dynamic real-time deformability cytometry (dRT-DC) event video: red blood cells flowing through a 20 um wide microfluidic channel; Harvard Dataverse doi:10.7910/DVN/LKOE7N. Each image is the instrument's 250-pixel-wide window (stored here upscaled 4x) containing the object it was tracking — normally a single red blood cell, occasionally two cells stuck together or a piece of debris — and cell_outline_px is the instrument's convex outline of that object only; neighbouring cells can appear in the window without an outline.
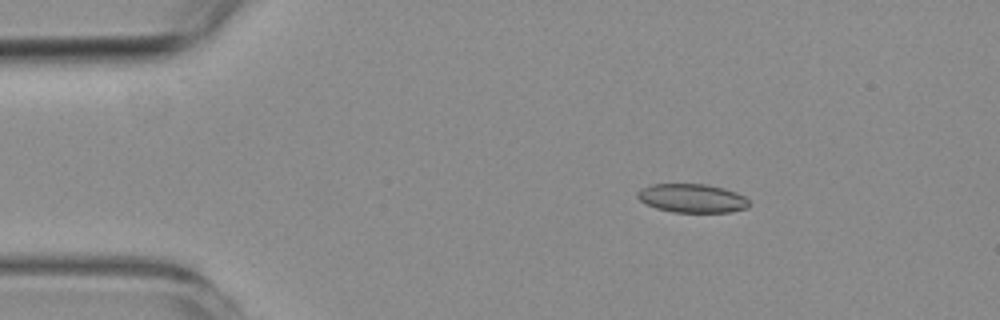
{"species": "common noctule bat (a hibernating species)", "species_latin": "Nyctalus noctula", "temperature_condition": "room temperature", "stored_images_in_passage": 45, "camera_frame_rate_fps": 3000, "um_per_image_px": 0.085, "animal": {"sex": "female", "body_mass_g": 19.3, "forearm_length_mm": 54.1}, "frame": {"image": 1, "passage_image": 1, "time_ms": 0.0, "image_size_px": [1000, 320], "cell_outline_px": [[748, 208], [732, 212], [672, 212], [656, 208], [640, 200], [636, 196], [636, 192], [652, 184], [704, 184], [724, 188], [736, 192], [744, 196], [748, 200]], "centroid_in_image_um": [58.84, 16.85], "position_along_channel_um": 26.2, "area_um2": 18.61}}
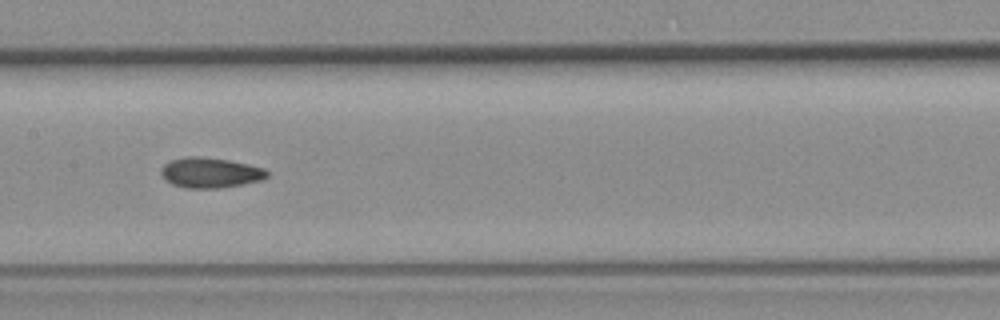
{"frame": {"image": 2, "passage_image": 19, "time_ms": 6.0, "image_size_px": [1000, 320], "cell_outline_px": [[268, 176], [260, 180], [244, 184], [220, 188], [184, 188], [172, 184], [164, 180], [160, 172], [160, 168], [164, 164], [172, 160], [188, 156], [196, 156], [228, 160], [248, 164], [264, 168], [268, 172]], "centroid_in_image_um": [17.84, 14.69], "position_along_channel_um": 189.6, "area_um2": 18.73}}
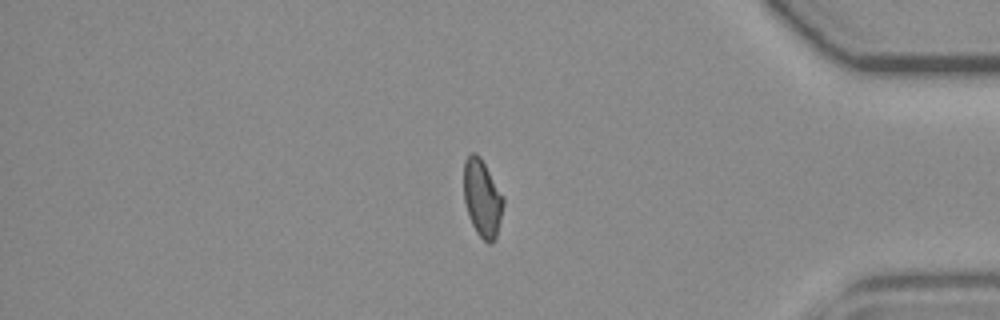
{"frame": {"image": 3, "passage_image": 38, "time_ms": 12.333, "image_size_px": [1000, 320], "cell_outline_px": [[504, 204], [496, 236], [492, 244], [488, 244], [476, 232], [468, 216], [464, 200], [464, 160], [472, 152], [476, 152], [480, 156], [504, 196]], "centroid_in_image_um": [40.99, 16.84], "position_along_channel_um": 394.2, "area_um2": 17.92}, "authors_computed_cell_mechanics": {"area_um2": 18.207, "velocity_mm_per_s": 3.7432, "shape_relaxation_time_tau1_ms": null, "shape_relaxation_time_tau2_ms": 2.2237, "deformation_change_tau1": null, "deformation_change_tau2": 0.074}}